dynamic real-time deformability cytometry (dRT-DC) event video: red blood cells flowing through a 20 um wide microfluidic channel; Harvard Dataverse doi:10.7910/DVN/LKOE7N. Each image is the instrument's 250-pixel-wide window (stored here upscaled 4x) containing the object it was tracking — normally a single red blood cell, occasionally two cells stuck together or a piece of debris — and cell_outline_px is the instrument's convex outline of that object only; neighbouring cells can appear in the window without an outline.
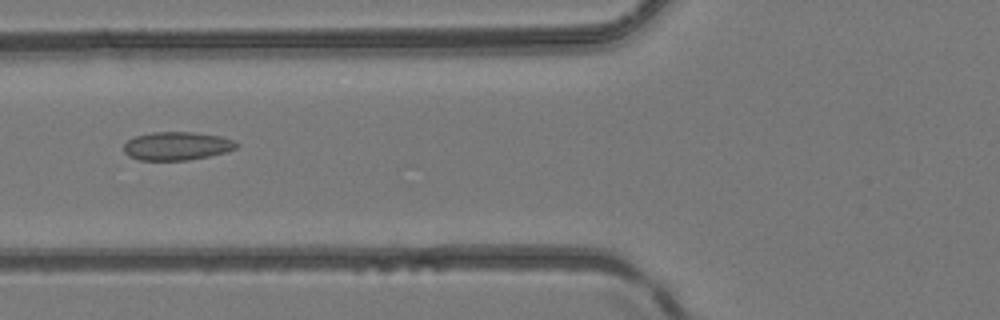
{"species": "common noctule bat (a hibernating species)", "species_latin": "Nyctalus noctula", "temperature_condition": "room temperature", "stored_images_in_passage": 5, "camera_frame_rate_fps": 3000, "um_per_image_px": 0.085, "animal": {"sex": "female", "body_mass_g": 24.6, "forearm_length_mm": 56.2}, "frame": {"image": 1, "passage_image": 4, "time_ms": 3.667, "image_size_px": [1000, 320], "cell_outline_px": [[240, 144], [236, 148], [224, 152], [208, 156], [188, 160], [140, 160], [128, 156], [124, 152], [124, 144], [128, 140], [136, 136], [152, 132], [192, 132], [220, 136], [236, 140]], "centroid_in_image_um": [15.04, 12.4], "position_along_channel_um": 110.8, "area_um2": 18.61}}
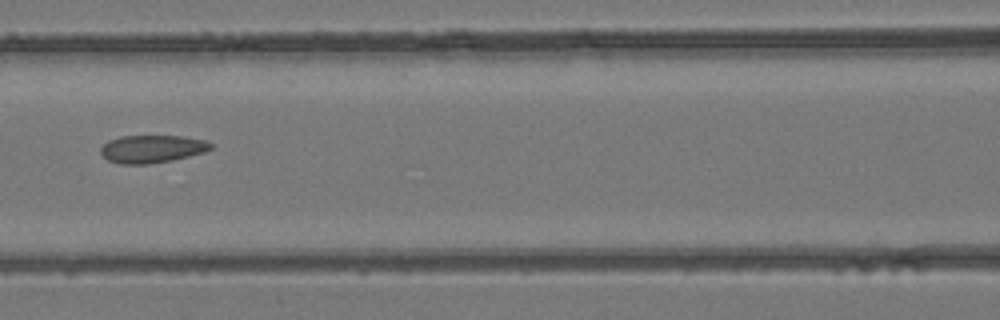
{"frame": {"image": 2, "passage_image": 5, "time_ms": 4.667, "image_size_px": [1000, 320], "cell_outline_px": [[212, 148], [204, 152], [172, 160], [148, 164], [120, 164], [108, 160], [100, 152], [100, 148], [108, 140], [120, 136], [184, 136], [204, 140], [212, 144]], "centroid_in_image_um": [12.9, 12.65], "position_along_channel_um": 153.7, "area_um2": 17.74}}